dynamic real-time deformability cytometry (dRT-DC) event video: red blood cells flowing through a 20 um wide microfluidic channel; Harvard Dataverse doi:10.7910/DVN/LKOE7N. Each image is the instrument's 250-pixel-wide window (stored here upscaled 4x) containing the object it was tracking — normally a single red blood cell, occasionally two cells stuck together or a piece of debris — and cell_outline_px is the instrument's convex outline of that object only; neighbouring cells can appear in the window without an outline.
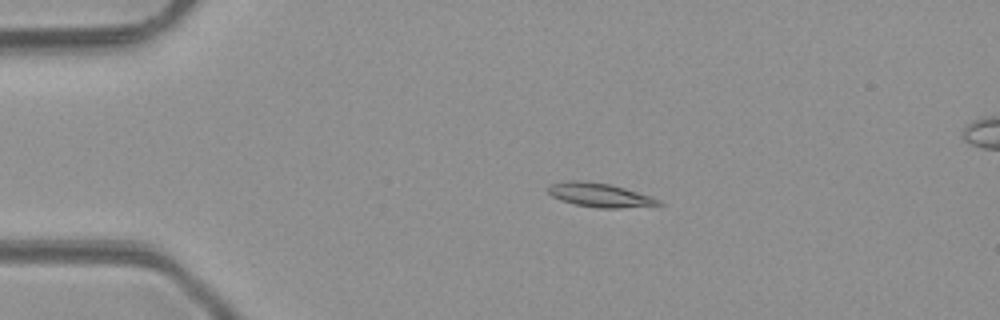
{"species": "common noctule bat (a hibernating species)", "species_latin": "Nyctalus noctula", "temperature_condition": "room temperature", "stored_images_in_passage": 5, "camera_frame_rate_fps": 3000, "um_per_image_px": 0.085, "animal": {"sex": "male", "body_mass_g": 23.1, "forearm_length_mm": 52.7}, "frame": {"image": 1, "passage_image": 3, "time_ms": 3.333, "image_size_px": [1000, 320], "cell_outline_px": [[664, 204], [620, 208], [596, 208], [576, 204], [560, 200], [552, 196], [544, 188], [552, 184], [568, 180], [580, 180], [608, 184], [624, 188], [652, 196], [660, 200]], "centroid_in_image_um": [50.95, 16.58], "position_along_channel_um": 34.1, "area_um2": 15.37}}